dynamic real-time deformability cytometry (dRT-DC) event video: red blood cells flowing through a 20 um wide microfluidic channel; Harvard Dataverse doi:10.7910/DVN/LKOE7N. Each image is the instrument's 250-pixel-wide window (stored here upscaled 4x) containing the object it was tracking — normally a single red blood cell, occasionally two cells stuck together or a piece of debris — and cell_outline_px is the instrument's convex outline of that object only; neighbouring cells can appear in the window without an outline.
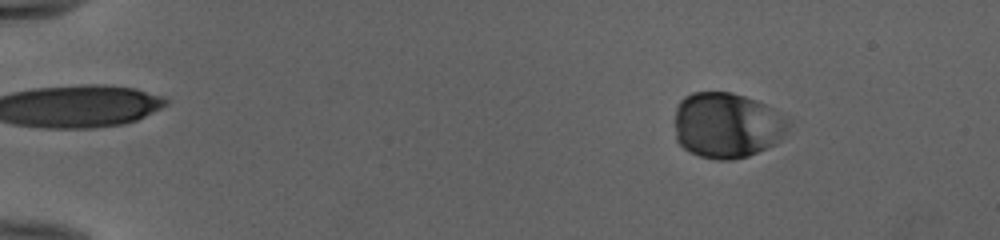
{"species": "human", "species_latin": "Homo sapiens", "temperature_condition": "cold", "stored_images_in_passage": 53, "camera_frame_rate_fps": 3000, "um_per_image_px": 0.085, "donor": {"sex": "female"}, "frame": {"image": 1, "passage_image": 8, "time_ms": 2.333, "image_size_px": [1000, 240], "cell_outline_px": [[792, 124], [788, 132], [776, 144], [748, 156], [732, 160], [716, 160], [700, 156], [684, 148], [676, 140], [676, 104], [684, 96], [692, 92], [732, 92], [756, 100], [772, 108], [788, 120]], "centroid_in_image_um": [61.81, 10.65], "position_along_channel_um": 23.2, "area_um2": 43.75}}
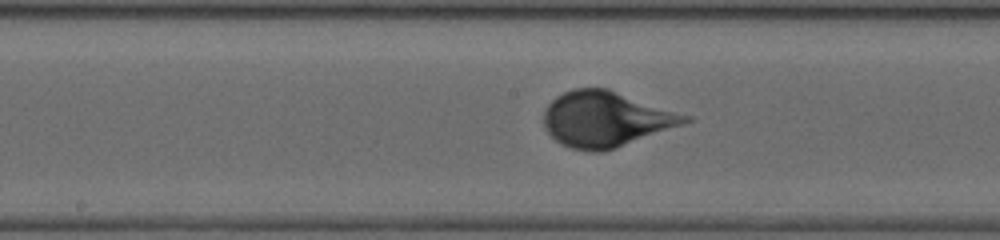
{"frame": {"image": 2, "passage_image": 30, "time_ms": 9.667, "image_size_px": [1000, 240], "cell_outline_px": [[692, 120], [684, 124], [616, 148], [604, 152], [592, 152], [572, 148], [560, 144], [544, 128], [544, 108], [556, 96], [572, 88], [608, 88], [692, 116]], "centroid_in_image_um": [51.5, 10.12], "position_along_channel_um": 196.7, "area_um2": 45.84}}
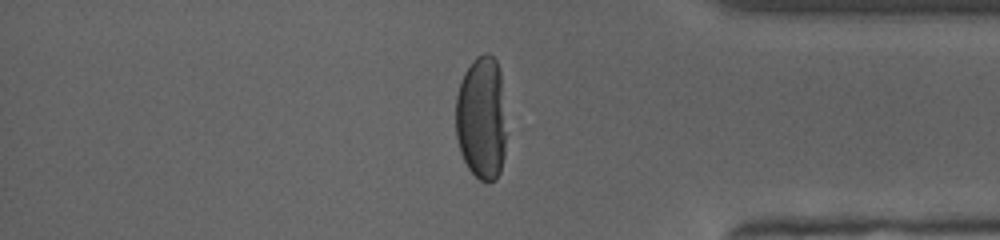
{"frame": {"image": 3, "passage_image": 46, "time_ms": 15.0, "image_size_px": [1000, 240], "cell_outline_px": [[504, 156], [500, 172], [496, 180], [480, 180], [468, 168], [460, 152], [456, 136], [456, 96], [464, 72], [472, 60], [476, 56], [484, 52], [488, 52], [496, 60], [500, 68], [504, 132]], "centroid_in_image_um": [40.9, 10.01], "position_along_channel_um": 394.3, "area_um2": 36.18}, "authors_computed_cell_mechanics": {"area_um2": 43.7546, "velocity_mm_per_s": 3.9418, "shape_relaxation_time_tau1_ms": 4.1974, "shape_relaxation_time_tau2_ms": null, "deformation_change_tau1": 0.1826, "deformation_change_tau2": null}}